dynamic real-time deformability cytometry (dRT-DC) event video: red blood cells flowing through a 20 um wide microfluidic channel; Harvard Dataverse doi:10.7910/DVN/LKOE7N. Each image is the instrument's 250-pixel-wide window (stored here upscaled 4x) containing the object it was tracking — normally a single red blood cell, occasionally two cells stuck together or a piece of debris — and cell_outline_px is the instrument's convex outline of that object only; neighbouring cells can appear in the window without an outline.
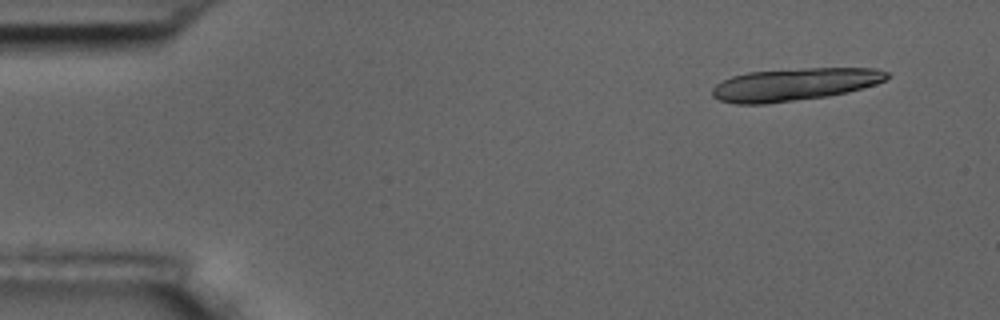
{"species": "common noctule bat (a hibernating species)", "species_latin": "Nyctalus noctula", "temperature_condition": "room temperature", "stored_images_in_passage": 5, "camera_frame_rate_fps": 3000, "um_per_image_px": 0.085, "animal": {"sex": "male", "body_mass_g": 17.5, "forearm_length_mm": 52.3}, "frame": {"image": 1, "passage_image": 1, "time_ms": 0.0, "image_size_px": [1000, 320], "cell_outline_px": [[888, 76], [884, 80], [876, 84], [848, 92], [828, 96], [764, 104], [736, 104], [720, 100], [712, 96], [712, 88], [716, 84], [732, 76], [748, 72], [804, 68], [876, 68], [888, 72]], "centroid_in_image_um": [67.52, 7.17], "position_along_channel_um": 17.5, "area_um2": 33.06}}